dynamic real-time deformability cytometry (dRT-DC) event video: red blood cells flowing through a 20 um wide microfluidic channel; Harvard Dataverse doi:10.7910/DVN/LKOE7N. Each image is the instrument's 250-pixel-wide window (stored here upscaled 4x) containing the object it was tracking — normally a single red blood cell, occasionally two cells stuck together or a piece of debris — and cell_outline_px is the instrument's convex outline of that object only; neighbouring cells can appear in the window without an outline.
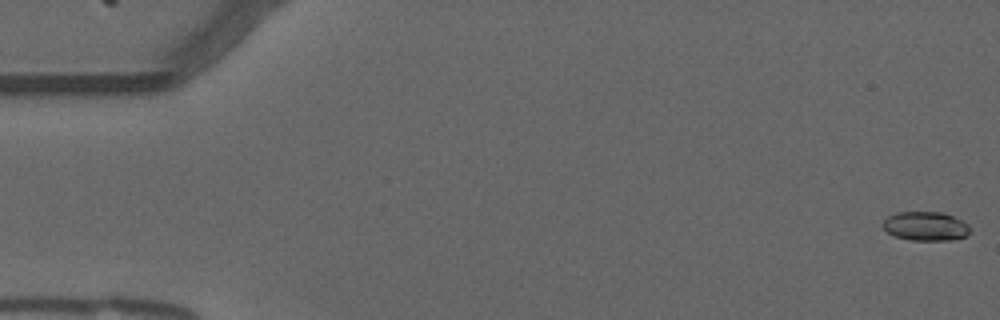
{"species": "common noctule bat (a hibernating species)", "species_latin": "Nyctalus noctula", "temperature_condition": "warm", "stored_images_in_passage": 55, "camera_frame_rate_fps": 3000, "um_per_image_px": 0.085, "animal": {"sex": "male", "forearm_length_mm": 52.5}, "frame": {"image": 1, "passage_image": 1, "time_ms": 0.0, "image_size_px": [1000, 320], "cell_outline_px": [[968, 232], [964, 236], [952, 240], [912, 240], [896, 236], [888, 232], [880, 224], [888, 216], [896, 212], [944, 212], [968, 224]], "centroid_in_image_um": [78.63, 19.21], "position_along_channel_um": 6.4, "area_um2": 14.57}}
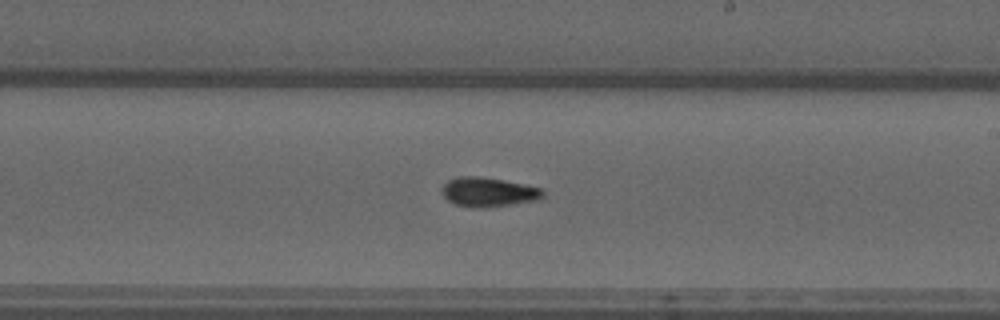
{"frame": {"image": 2, "passage_image": 32, "time_ms": 10.333, "image_size_px": [1000, 320], "cell_outline_px": [[544, 196], [540, 200], [484, 208], [476, 208], [456, 204], [448, 200], [440, 192], [440, 188], [448, 180], [460, 176], [476, 176], [500, 180], [540, 188], [544, 192]], "centroid_in_image_um": [41.48, 16.34], "position_along_channel_um": 247.5, "area_um2": 17.11}}
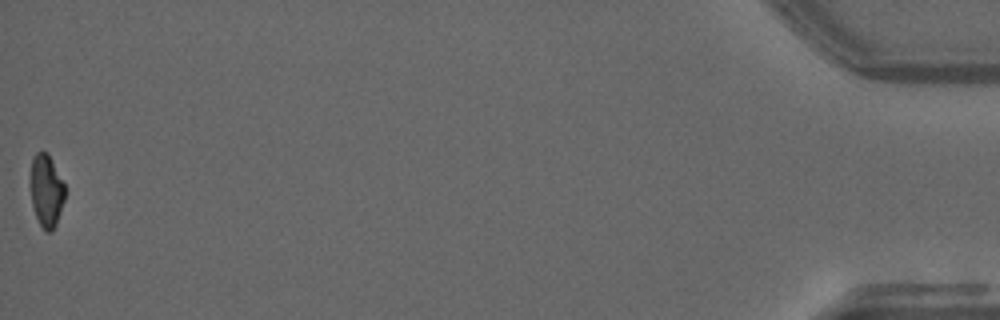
{"frame": {"image": 3, "passage_image": 55, "time_ms": 18.0, "image_size_px": [1000, 320], "cell_outline_px": [[64, 200], [56, 224], [52, 232], [48, 232], [40, 224], [36, 216], [32, 204], [32, 156], [36, 152], [48, 152], [64, 184]], "centroid_in_image_um": [3.96, 16.2], "position_along_channel_um": 431.2, "area_um2": 14.1}, "authors_computed_cell_mechanics": {"area_um2": 15.8372, "velocity_mm_per_s": 3.7653, "shape_relaxation_time_tau1_ms": null, "shape_relaxation_time_tau2_ms": 4.7203, "deformation_change_tau1": null, "deformation_change_tau2": 0.1128}}